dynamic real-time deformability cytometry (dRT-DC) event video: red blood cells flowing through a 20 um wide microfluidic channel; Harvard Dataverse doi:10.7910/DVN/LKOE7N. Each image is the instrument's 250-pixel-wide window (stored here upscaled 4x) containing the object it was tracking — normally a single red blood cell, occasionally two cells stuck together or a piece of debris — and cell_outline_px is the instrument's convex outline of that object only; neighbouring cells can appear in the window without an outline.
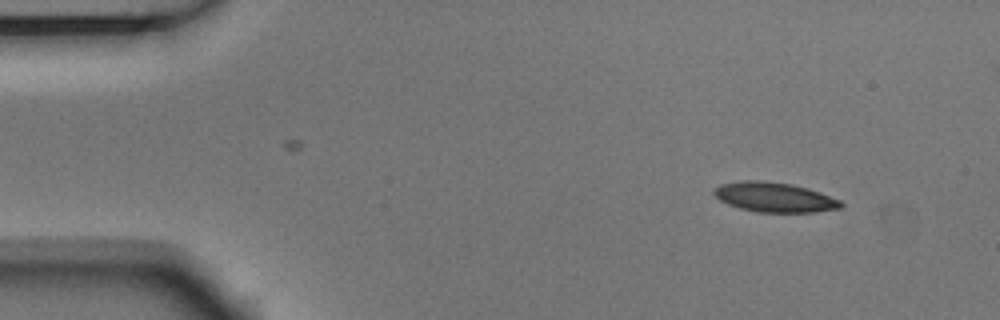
{"species": "Egyptian fruit bat (a non-hibernating species)", "species_latin": "Rousettus aegyptiacus", "temperature_condition": "room temperature", "stored_images_in_passage": 6, "camera_frame_rate_fps": 3000, "um_per_image_px": 0.085, "animal": {"sex": "male"}, "frame": {"image": 1, "passage_image": 1, "time_ms": 0.0, "image_size_px": [1000, 320], "cell_outline_px": [[844, 204], [840, 208], [816, 212], [760, 212], [740, 208], [728, 204], [720, 200], [712, 192], [720, 184], [740, 180], [760, 180], [792, 184], [808, 188], [820, 192], [840, 200]], "centroid_in_image_um": [65.83, 16.75], "position_along_channel_um": 19.2, "area_um2": 21.96}}
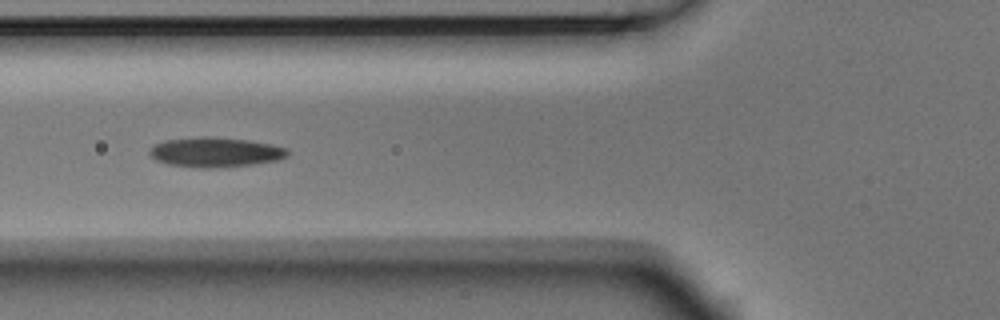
{"frame": {"image": 2, "passage_image": 5, "time_ms": 1.333, "image_size_px": [1000, 320], "cell_outline_px": [[288, 156], [280, 160], [252, 164], [216, 168], [200, 168], [168, 164], [156, 160], [148, 152], [156, 144], [164, 140], [200, 136], [216, 136], [252, 140], [272, 144], [288, 148]], "centroid_in_image_um": [18.35, 12.92], "position_along_channel_um": 107.4, "area_um2": 24.28}}
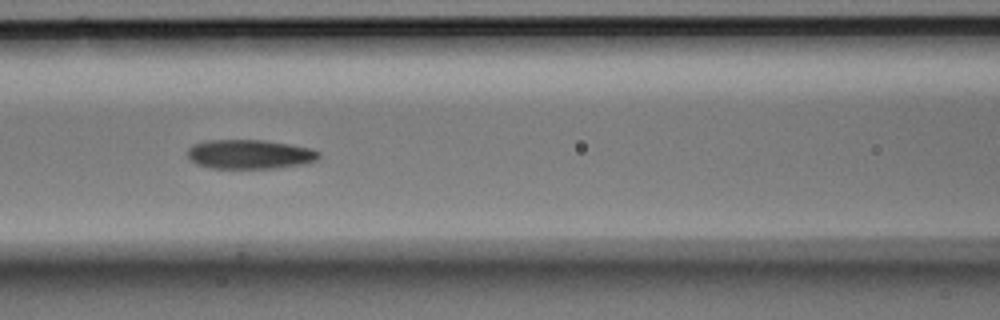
{"frame": {"image": 3, "passage_image": 6, "time_ms": 1.667, "image_size_px": [1000, 320], "cell_outline_px": [[320, 156], [316, 160], [308, 164], [276, 168], [208, 168], [196, 164], [188, 156], [188, 148], [192, 144], [208, 140], [264, 140], [312, 148], [320, 152]], "centroid_in_image_um": [21.25, 13.12], "position_along_channel_um": 145.4, "area_um2": 22.6}}